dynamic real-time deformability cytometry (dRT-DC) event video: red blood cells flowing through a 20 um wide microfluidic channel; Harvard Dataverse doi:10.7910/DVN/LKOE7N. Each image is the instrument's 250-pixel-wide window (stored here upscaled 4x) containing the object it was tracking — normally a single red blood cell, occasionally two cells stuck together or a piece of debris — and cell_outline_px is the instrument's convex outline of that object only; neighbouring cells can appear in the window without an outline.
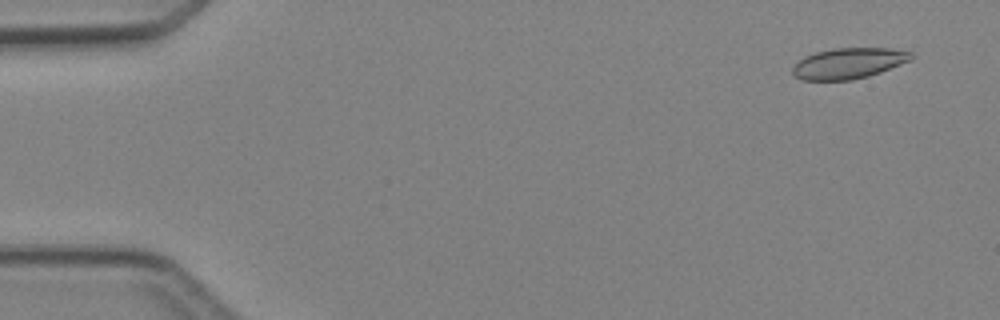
{"species": "Egyptian fruit bat (a non-hibernating species)", "species_latin": "Rousettus aegyptiacus", "temperature_condition": "cold", "stored_images_in_passage": 4, "camera_frame_rate_fps": 3000, "um_per_image_px": 0.085, "animal": {"sex": "female"}, "frame": {"image": 1, "passage_image": 1, "time_ms": 0.0, "image_size_px": [1000, 320], "cell_outline_px": [[916, 56], [912, 60], [880, 72], [868, 76], [852, 80], [800, 80], [792, 72], [792, 68], [804, 56], [816, 52], [832, 48], [892, 48], [912, 52]], "centroid_in_image_um": [72.17, 5.37], "position_along_channel_um": 12.8, "area_um2": 21.39}}
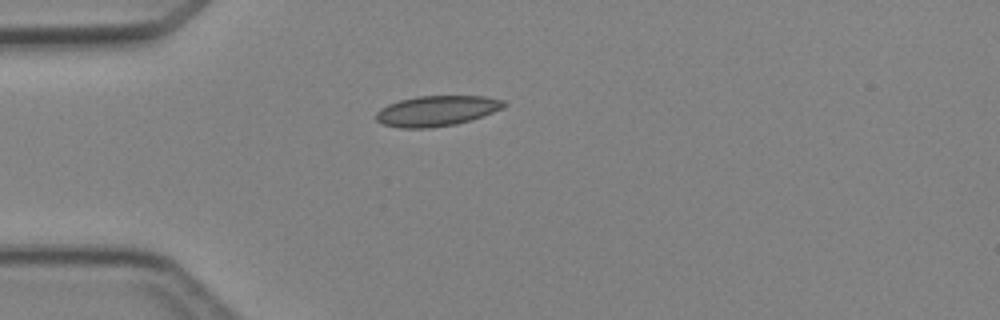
{"frame": {"image": 2, "passage_image": 4, "time_ms": 3.333, "image_size_px": [1000, 320], "cell_outline_px": [[508, 104], [504, 108], [456, 124], [432, 128], [400, 128], [384, 124], [376, 120], [376, 112], [380, 108], [388, 104], [400, 100], [416, 96], [484, 96], [504, 100]], "centroid_in_image_um": [37.11, 9.42], "position_along_channel_um": 47.9, "area_um2": 22.6}}